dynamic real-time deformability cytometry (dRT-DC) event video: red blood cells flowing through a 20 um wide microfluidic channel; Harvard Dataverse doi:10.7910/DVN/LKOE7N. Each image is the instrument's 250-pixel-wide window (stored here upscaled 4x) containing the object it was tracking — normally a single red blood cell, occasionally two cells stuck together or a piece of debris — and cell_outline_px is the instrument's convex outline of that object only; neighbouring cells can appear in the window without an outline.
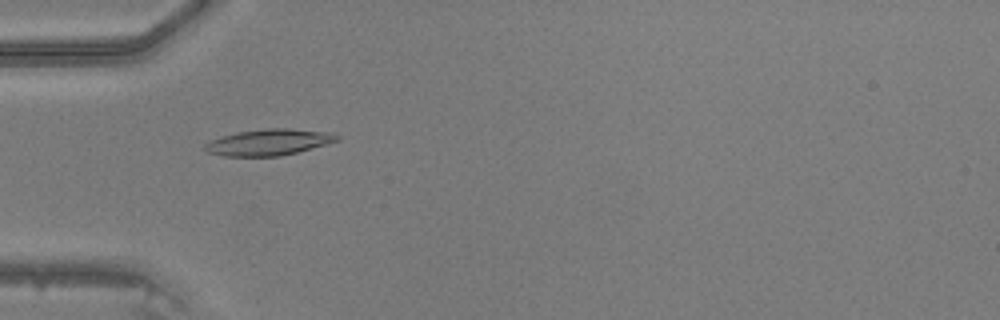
{"species": "common noctule bat (a hibernating species)", "species_latin": "Nyctalus noctula", "temperature_condition": "warm", "stored_images_in_passage": 48, "camera_frame_rate_fps": 3000, "um_per_image_px": 0.085, "animal": {"sex": "male", "body_mass_g": 20.5, "forearm_length_mm": 52.5}, "frame": {"image": 1, "passage_image": 16, "time_ms": 5.0, "image_size_px": [1000, 320], "cell_outline_px": [[340, 140], [328, 144], [280, 156], [224, 156], [208, 152], [204, 148], [204, 144], [212, 140], [236, 132], [268, 128], [288, 128], [332, 132], [340, 136]], "centroid_in_image_um": [22.9, 12.08], "position_along_channel_um": 62.1, "area_um2": 20.17}}
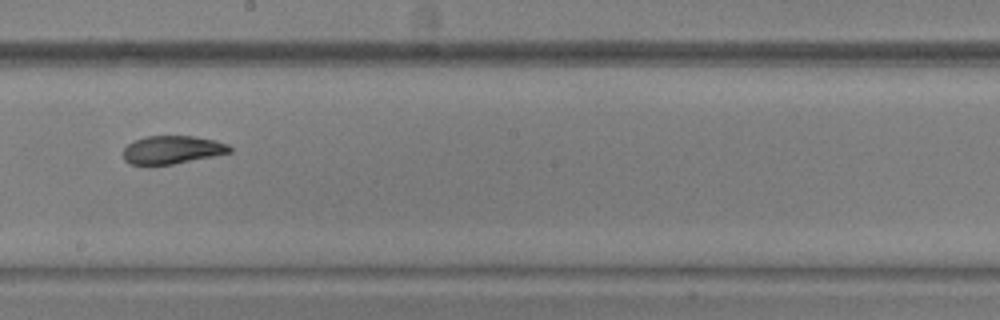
{"frame": {"image": 2, "passage_image": 28, "time_ms": 9.0, "image_size_px": [1000, 320], "cell_outline_px": [[232, 152], [172, 164], [148, 168], [132, 164], [124, 160], [124, 148], [128, 144], [144, 136], [192, 136], [216, 140], [228, 144], [232, 148]], "centroid_in_image_um": [14.6, 12.76], "position_along_channel_um": 233.6, "area_um2": 17.8}}
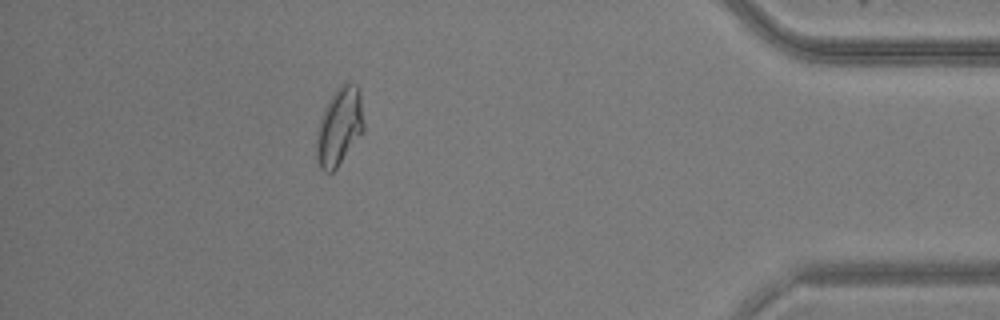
{"frame": {"image": 3, "passage_image": 43, "time_ms": 14.0, "image_size_px": [1000, 320], "cell_outline_px": [[364, 132], [336, 168], [332, 172], [324, 172], [320, 168], [316, 160], [316, 132], [320, 116], [332, 92], [340, 84], [348, 80], [352, 80], [356, 84], [360, 92], [364, 124]], "centroid_in_image_um": [28.83, 10.71], "position_along_channel_um": 406.4, "area_um2": 22.08}}